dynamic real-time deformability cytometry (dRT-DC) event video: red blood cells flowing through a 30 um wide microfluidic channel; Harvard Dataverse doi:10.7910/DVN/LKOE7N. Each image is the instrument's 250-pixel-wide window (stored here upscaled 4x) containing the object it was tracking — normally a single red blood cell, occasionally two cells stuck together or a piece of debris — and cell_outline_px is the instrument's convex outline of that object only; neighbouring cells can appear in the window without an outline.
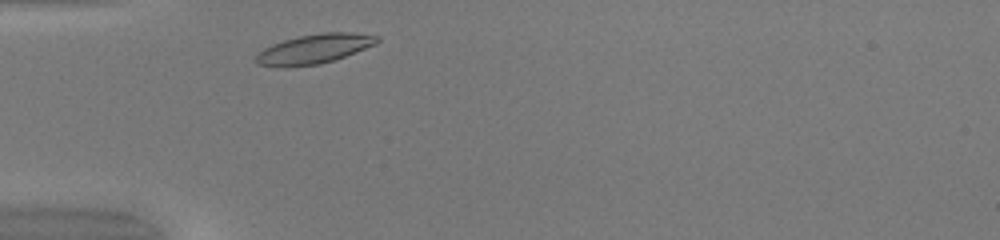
{"species": "common noctule bat (a hibernating species)", "species_latin": "Nyctalus noctula", "temperature_condition": "warm", "stored_images_in_passage": 28, "camera_frame_rate_fps": 3000, "um_per_image_px": 0.085, "animal": {"sex": "female", "body_mass_g": 20.0, "forearm_length_mm": 54.0}, "frame": {"image": 1, "passage_image": 2, "time_ms": 0.333, "image_size_px": [1000, 240], "cell_outline_px": [[380, 40], [376, 44], [344, 56], [320, 64], [284, 68], [256, 64], [252, 60], [264, 48], [272, 44], [284, 40], [300, 36], [324, 32], [352, 32], [380, 36]], "centroid_in_image_um": [26.68, 4.16], "position_along_channel_um": 58.3, "area_um2": 20.87}}
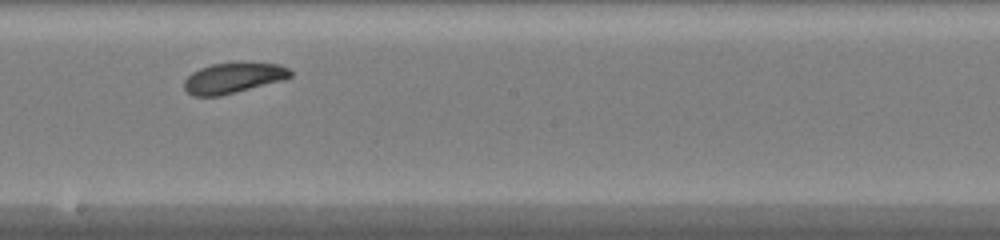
{"frame": {"image": 2, "passage_image": 15, "time_ms": 4.667, "image_size_px": [1000, 240], "cell_outline_px": [[292, 76], [284, 80], [220, 96], [192, 96], [184, 88], [184, 80], [192, 72], [200, 68], [212, 64], [280, 64], [288, 68], [292, 72]], "centroid_in_image_um": [19.81, 6.65], "position_along_channel_um": 228.4, "area_um2": 18.5}}
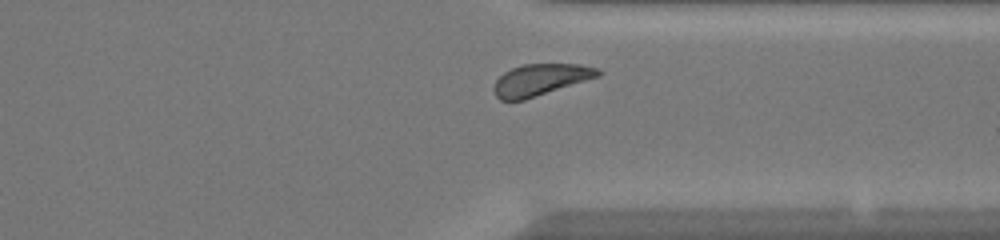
{"frame": {"image": 3, "passage_image": 25, "time_ms": 8.0, "image_size_px": [1000, 240], "cell_outline_px": [[604, 72], [600, 76], [524, 100], [500, 100], [496, 96], [492, 88], [496, 80], [504, 72], [512, 68], [524, 64], [580, 64], [600, 68]], "centroid_in_image_um": [45.97, 6.77], "position_along_channel_um": 365.4, "area_um2": 19.25}, "authors_computed_cell_mechanics": {"area_um2": 19.5075, "velocity_mm_per_s": 4.109, "shape_relaxation_time_tau1_ms": 3.8865, "shape_relaxation_time_tau2_ms": 5.1901, "deformation_change_tau1": 0.1837, "deformation_change_tau2": 0.1332}}